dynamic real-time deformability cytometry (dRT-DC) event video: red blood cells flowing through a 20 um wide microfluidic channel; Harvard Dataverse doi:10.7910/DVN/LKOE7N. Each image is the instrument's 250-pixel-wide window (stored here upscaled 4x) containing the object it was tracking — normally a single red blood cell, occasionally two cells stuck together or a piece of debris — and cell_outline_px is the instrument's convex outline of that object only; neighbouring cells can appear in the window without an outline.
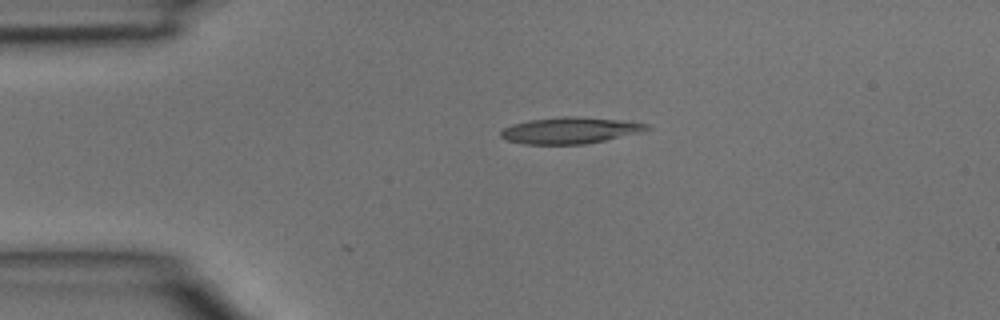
{"species": "common noctule bat (a hibernating species)", "species_latin": "Nyctalus noctula", "temperature_condition": "room temperature", "stored_images_in_passage": 3, "camera_frame_rate_fps": 3000, "um_per_image_px": 0.085, "animal": {"sex": "male", "body_mass_g": 15.6}, "frame": {"image": 1, "passage_image": 1, "time_ms": 0.0, "image_size_px": [1000, 320], "cell_outline_px": [[652, 128], [644, 132], [584, 144], [524, 144], [508, 140], [500, 136], [500, 132], [504, 128], [512, 124], [532, 120], [564, 116], [576, 116], [620, 120], [648, 124]], "centroid_in_image_um": [48.49, 11.08], "position_along_channel_um": 36.5, "area_um2": 22.31}}